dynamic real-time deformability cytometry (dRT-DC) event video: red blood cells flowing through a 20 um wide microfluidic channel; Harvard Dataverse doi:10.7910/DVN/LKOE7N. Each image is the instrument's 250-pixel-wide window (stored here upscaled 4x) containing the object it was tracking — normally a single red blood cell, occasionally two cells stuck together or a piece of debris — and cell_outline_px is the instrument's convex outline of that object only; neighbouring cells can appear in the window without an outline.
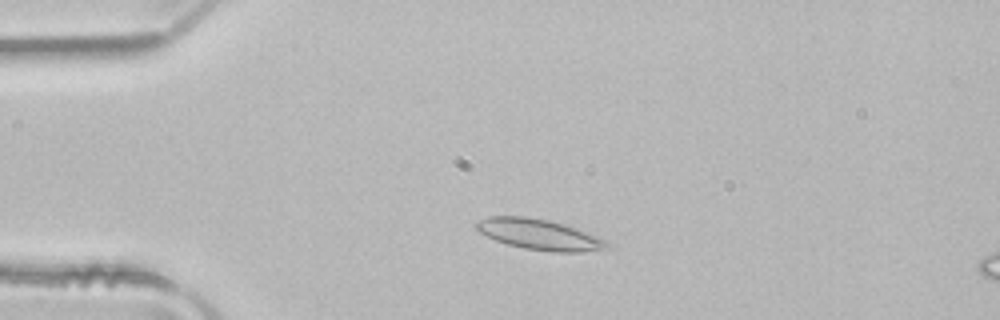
{"species": "common noctule bat (a hibernating species)", "species_latin": "Nyctalus noctula", "temperature_condition": "room temperature", "stored_images_in_passage": 47, "camera_frame_rate_fps": 3000, "um_per_image_px": 0.085, "animal": {"sex": "male", "body_mass_g": 21.5, "forearm_length_mm": 52.0}, "frame": {"image": 1, "passage_image": 8, "time_ms": 2.333, "image_size_px": [1000, 320], "cell_outline_px": [[616, 244], [604, 248], [580, 252], [552, 252], [524, 248], [508, 244], [496, 240], [480, 232], [472, 224], [488, 216], [524, 216], [548, 220], [576, 228], [608, 240]], "centroid_in_image_um": [45.87, 19.93], "position_along_channel_um": 39.1, "area_um2": 23.29}}
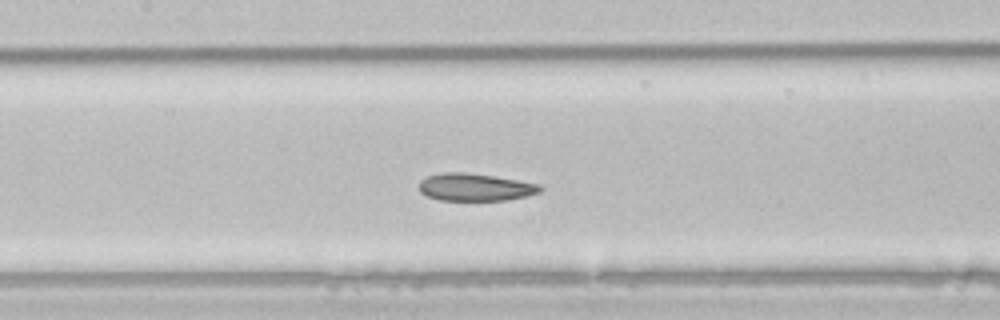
{"frame": {"image": 2, "passage_image": 20, "time_ms": 6.333, "image_size_px": [1000, 320], "cell_outline_px": [[544, 188], [540, 192], [528, 196], [508, 200], [440, 200], [424, 196], [420, 192], [420, 180], [428, 176], [440, 172], [464, 172], [492, 176], [540, 184]], "centroid_in_image_um": [40.38, 15.91], "position_along_channel_um": 167.0, "area_um2": 19.48}}
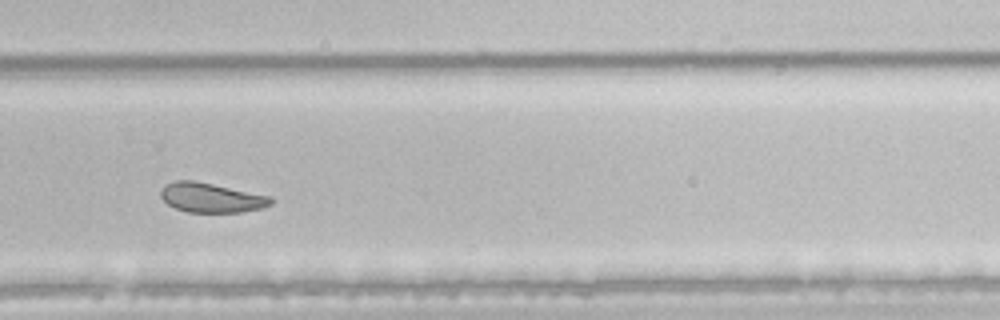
{"frame": {"image": 3, "passage_image": 31, "time_ms": 10.0, "image_size_px": [1000, 320], "cell_outline_px": [[276, 200], [272, 204], [264, 208], [244, 212], [188, 212], [176, 208], [168, 204], [160, 196], [160, 192], [168, 184], [176, 180], [196, 180], [272, 196]], "centroid_in_image_um": [18.05, 16.8], "position_along_channel_um": 311.8, "area_um2": 19.19}, "authors_computed_cell_mechanics": {"area_um2": 21.6172, "velocity_mm_per_s": 3.9674, "shape_relaxation_time_tau1_ms": 6.5855, "shape_relaxation_time_tau2_ms": 1.6219, "deformation_change_tau1": 0.1529, "deformation_change_tau2": 0.0665}}